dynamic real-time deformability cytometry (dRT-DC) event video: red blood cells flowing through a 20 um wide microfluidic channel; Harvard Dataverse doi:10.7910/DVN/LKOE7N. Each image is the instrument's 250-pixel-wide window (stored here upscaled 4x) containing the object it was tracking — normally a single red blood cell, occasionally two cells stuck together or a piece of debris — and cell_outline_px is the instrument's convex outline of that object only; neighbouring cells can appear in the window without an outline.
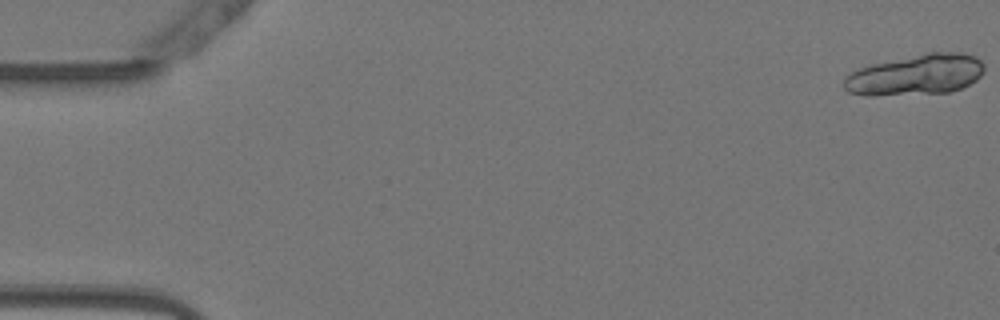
{"species": "Egyptian fruit bat (a non-hibernating species)", "species_latin": "Rousettus aegyptiacus", "temperature_condition": "warm", "stored_images_in_passage": 21, "camera_frame_rate_fps": 3000, "um_per_image_px": 0.085, "animal": {"sex": "female"}, "frame": {"image": 1, "passage_image": 1, "time_ms": 0.0, "image_size_px": [1000, 320], "cell_outline_px": [[984, 72], [976, 80], [960, 88], [948, 92], [872, 96], [868, 96], [848, 92], [844, 88], [844, 80], [852, 72], [860, 68], [872, 64], [928, 52], [964, 52], [976, 56], [984, 64]], "centroid_in_image_um": [77.88, 6.35], "position_along_channel_um": 7.1, "area_um2": 33.18}}